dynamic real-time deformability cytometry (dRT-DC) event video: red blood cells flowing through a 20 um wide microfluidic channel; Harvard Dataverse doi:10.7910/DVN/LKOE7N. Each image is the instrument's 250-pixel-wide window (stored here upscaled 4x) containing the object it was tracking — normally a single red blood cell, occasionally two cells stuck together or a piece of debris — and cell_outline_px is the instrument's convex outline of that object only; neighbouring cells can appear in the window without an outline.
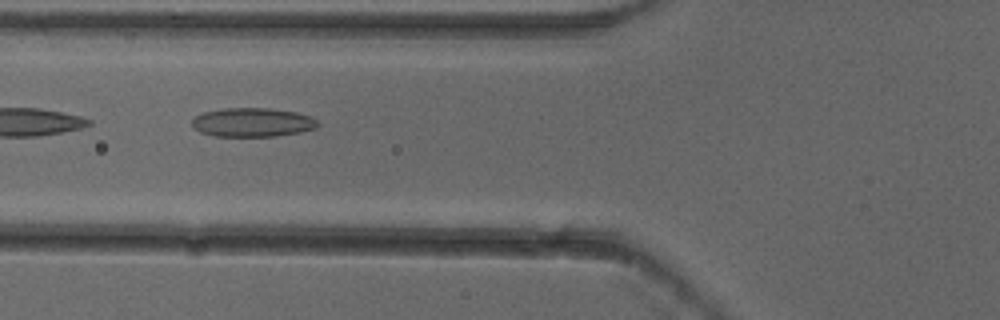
{"species": "common noctule bat (a hibernating species)", "species_latin": "Nyctalus noctula", "temperature_condition": "cold", "stored_images_in_passage": 5, "camera_frame_rate_fps": 3000, "um_per_image_px": 0.085, "animal": {"sex": "female"}, "frame": {"image": 1, "passage_image": 5, "time_ms": 1.333, "image_size_px": [1000, 320], "cell_outline_px": [[320, 124], [316, 128], [300, 132], [276, 136], [216, 136], [200, 132], [192, 124], [192, 120], [196, 116], [204, 112], [224, 108], [268, 108], [296, 112], [312, 116]], "centroid_in_image_um": [21.5, 10.39], "position_along_channel_um": 104.3, "area_um2": 21.15}}